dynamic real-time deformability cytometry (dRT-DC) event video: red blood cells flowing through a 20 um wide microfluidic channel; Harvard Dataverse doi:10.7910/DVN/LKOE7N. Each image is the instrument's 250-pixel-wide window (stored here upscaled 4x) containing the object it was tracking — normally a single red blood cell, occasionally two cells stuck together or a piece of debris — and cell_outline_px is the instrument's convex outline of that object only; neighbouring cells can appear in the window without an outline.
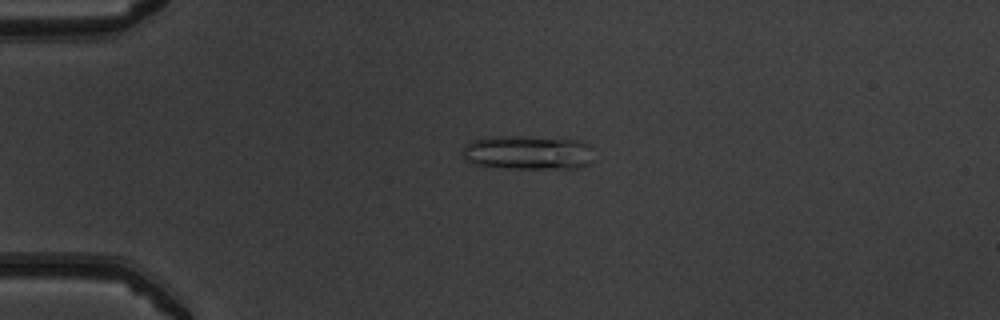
{"species": "common noctule bat (a hibernating species)", "species_latin": "Nyctalus noctula", "temperature_condition": "warm", "stored_images_in_passage": 51, "camera_frame_rate_fps": 3000, "um_per_image_px": 0.085, "animal": {"sex": "male", "body_mass_g": 19.5, "forearm_length_mm": 54.6}, "frame": {"image": 1, "passage_image": 13, "time_ms": 4.0, "image_size_px": [1000, 320], "cell_outline_px": [[588, 164], [580, 168], [504, 168], [476, 164], [468, 160], [464, 156], [464, 144], [472, 140], [484, 136], [516, 136], [580, 140], [588, 144]], "centroid_in_image_um": [44.79, 12.95], "position_along_channel_um": 40.2, "area_um2": 25.72}}
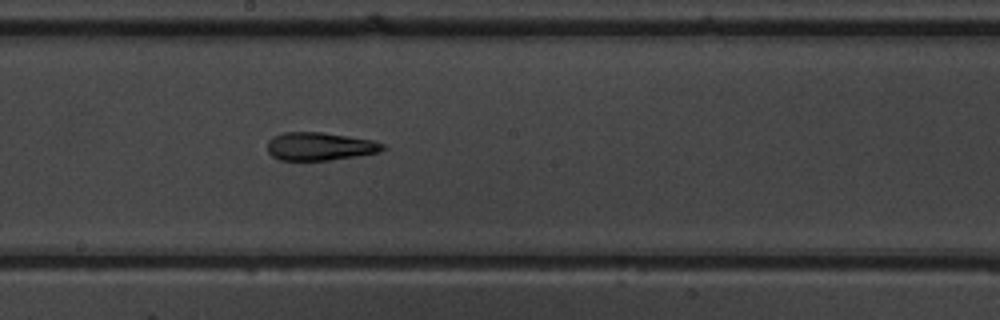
{"frame": {"image": 2, "passage_image": 29, "time_ms": 9.333, "image_size_px": [1000, 320], "cell_outline_px": [[388, 148], [380, 152], [360, 156], [328, 160], [280, 160], [272, 156], [268, 152], [268, 140], [272, 136], [284, 132], [324, 132], [372, 140], [384, 144]], "centroid_in_image_um": [27.21, 12.44], "position_along_channel_um": 221.0, "area_um2": 19.07}}
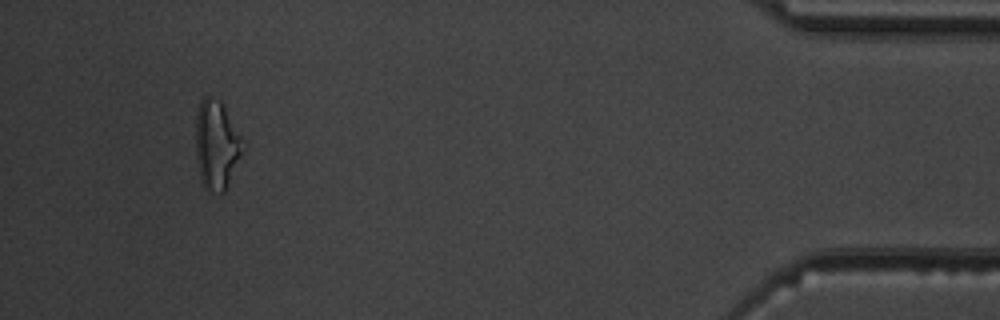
{"frame": {"image": 3, "passage_image": 48, "time_ms": 15.667, "image_size_px": [1000, 320], "cell_outline_px": [[244, 148], [224, 192], [208, 192], [204, 188], [200, 180], [196, 156], [196, 112], [200, 100], [204, 96], [212, 96], [220, 100], [240, 136]], "centroid_in_image_um": [18.36, 12.31], "position_along_channel_um": 416.8, "area_um2": 24.16}, "authors_computed_cell_mechanics": {"area_um2": 21.3282, "velocity_mm_per_s": 4.0647, "shape_relaxation_time_tau1_ms": null, "shape_relaxation_time_tau2_ms": 1.9431, "deformation_change_tau1": null, "deformation_change_tau2": 0.1202}}